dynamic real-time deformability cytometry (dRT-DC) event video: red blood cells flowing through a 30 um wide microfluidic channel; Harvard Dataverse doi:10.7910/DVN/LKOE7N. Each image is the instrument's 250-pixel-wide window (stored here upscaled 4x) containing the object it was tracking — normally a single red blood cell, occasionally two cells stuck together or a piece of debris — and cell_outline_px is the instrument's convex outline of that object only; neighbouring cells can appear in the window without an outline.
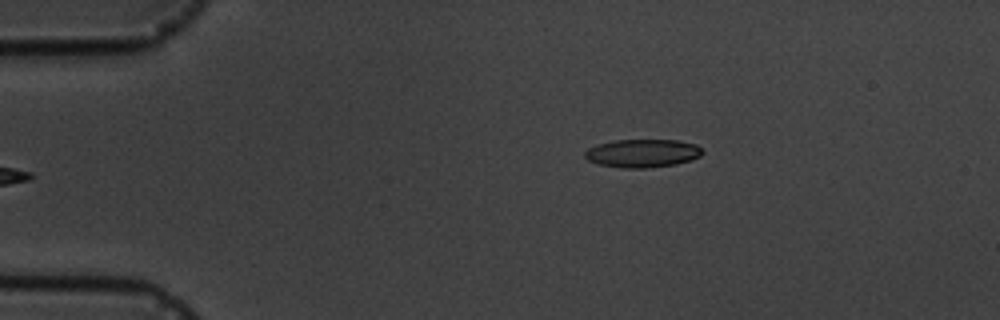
{"species": "common noctule bat (a hibernating species)", "species_latin": "Nyctalus noctula", "temperature_condition": "cold", "stored_images_in_passage": 6, "camera_frame_rate_fps": 3000, "um_per_image_px": 0.085, "animal": {"sex": "male", "body_mass_g": 19.5, "forearm_length_mm": 54.6}, "frame": {"image": 1, "passage_image": 6, "time_ms": 6.0, "image_size_px": [1000, 320], "cell_outline_px": [[704, 152], [700, 156], [692, 160], [676, 164], [648, 168], [624, 168], [600, 164], [588, 160], [584, 156], [584, 152], [588, 148], [612, 140], [676, 140], [696, 144]], "centroid_in_image_um": [54.63, 13.03], "position_along_channel_um": 30.4, "area_um2": 19.31}}